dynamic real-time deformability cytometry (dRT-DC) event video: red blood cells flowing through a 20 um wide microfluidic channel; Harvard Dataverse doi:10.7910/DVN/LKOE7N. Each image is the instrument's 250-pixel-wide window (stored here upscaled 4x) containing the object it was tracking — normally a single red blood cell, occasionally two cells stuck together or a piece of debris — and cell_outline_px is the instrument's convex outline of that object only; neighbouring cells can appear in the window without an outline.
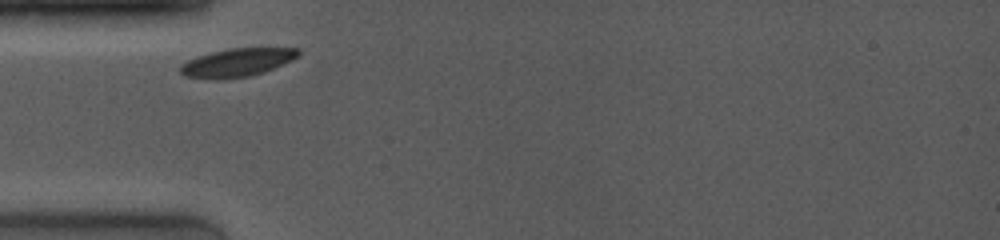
{"species": "common noctule bat (a hibernating species)", "species_latin": "Nyctalus noctula", "temperature_condition": "room temperature", "stored_images_in_passage": 8, "camera_frame_rate_fps": 4000, "um_per_image_px": 0.085, "animal": {"sex": "female", "body_mass_g": 19.0, "forearm_length_mm": 53.3}, "frame": {"image": 1, "passage_image": 1, "time_ms": 0.0, "image_size_px": [1000, 240], "cell_outline_px": [[300, 56], [292, 60], [264, 72], [248, 76], [220, 80], [184, 76], [180, 72], [180, 64], [196, 56], [228, 48], [300, 48]], "centroid_in_image_um": [20.14, 5.31], "position_along_channel_um": 64.9, "area_um2": 19.54}}
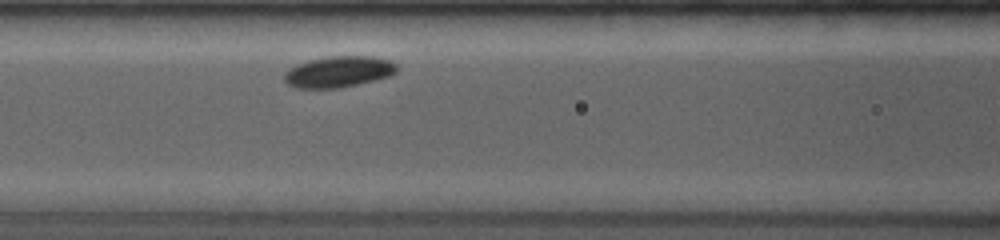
{"frame": {"image": 2, "passage_image": 4, "time_ms": 2.0, "image_size_px": [1000, 240], "cell_outline_px": [[396, 72], [392, 76], [376, 80], [340, 88], [296, 88], [288, 84], [284, 80], [284, 72], [296, 64], [308, 60], [328, 56], [372, 56], [388, 60], [396, 64]], "centroid_in_image_um": [28.77, 6.1], "position_along_channel_um": 137.8, "area_um2": 20.58}}